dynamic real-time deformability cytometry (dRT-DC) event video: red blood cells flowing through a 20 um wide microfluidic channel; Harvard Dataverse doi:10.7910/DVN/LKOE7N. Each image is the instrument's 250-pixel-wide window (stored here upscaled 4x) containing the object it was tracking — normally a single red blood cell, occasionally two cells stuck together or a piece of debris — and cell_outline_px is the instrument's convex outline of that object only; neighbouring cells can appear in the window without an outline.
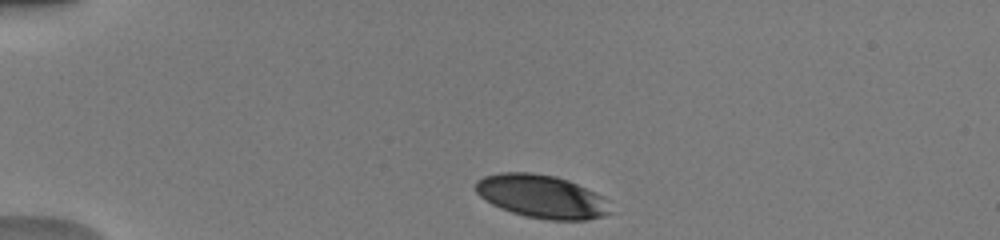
{"species": "human", "species_latin": "Homo sapiens", "temperature_condition": "warm", "stored_images_in_passage": 40, "camera_frame_rate_fps": 3000, "um_per_image_px": 0.085, "donor": {"sex": "male"}, "frame": {"image": 1, "passage_image": 1, "time_ms": 0.0, "image_size_px": [1000, 240], "cell_outline_px": [[612, 212], [604, 216], [588, 220], [548, 220], [524, 216], [500, 208], [492, 204], [480, 196], [476, 192], [476, 180], [484, 176], [500, 172], [532, 172], [556, 176], [568, 180], [596, 192], [604, 196]], "centroid_in_image_um": [46.06, 16.7], "position_along_channel_um": 38.9, "area_um2": 34.16}}
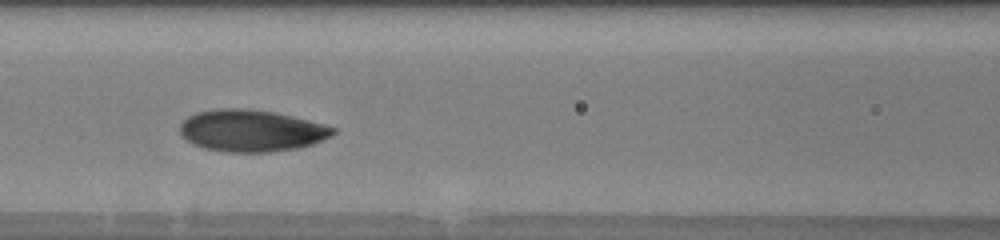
{"frame": {"image": 2, "passage_image": 13, "time_ms": 4.0, "image_size_px": [1000, 240], "cell_outline_px": [[336, 132], [332, 136], [312, 144], [296, 148], [272, 152], [228, 152], [204, 148], [180, 136], [180, 124], [188, 116], [196, 112], [220, 108], [244, 108], [272, 112], [292, 116], [324, 124], [336, 128]], "centroid_in_image_um": [21.36, 11.1], "position_along_channel_um": 145.2, "area_um2": 37.22}}
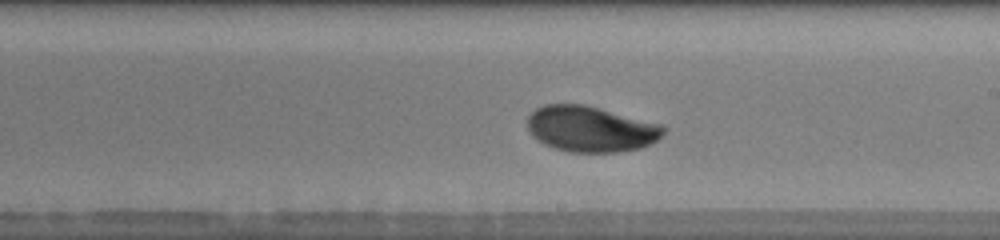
{"frame": {"image": 3, "passage_image": 20, "time_ms": 6.333, "image_size_px": [1000, 240], "cell_outline_px": [[668, 128], [656, 140], [640, 148], [620, 152], [568, 152], [544, 144], [532, 136], [528, 132], [528, 116], [536, 108], [544, 104], [584, 104], [664, 124]], "centroid_in_image_um": [50.22, 10.95], "position_along_channel_um": 238.8, "area_um2": 36.53}, "authors_computed_cell_mechanics": {"area_um2": 35.6048, "velocity_mm_per_s": 4.016, "shape_relaxation_time_tau1_ms": 2.88, "shape_relaxation_time_tau2_ms": null, "deformation_change_tau1": 0.1328, "deformation_change_tau2": null}}